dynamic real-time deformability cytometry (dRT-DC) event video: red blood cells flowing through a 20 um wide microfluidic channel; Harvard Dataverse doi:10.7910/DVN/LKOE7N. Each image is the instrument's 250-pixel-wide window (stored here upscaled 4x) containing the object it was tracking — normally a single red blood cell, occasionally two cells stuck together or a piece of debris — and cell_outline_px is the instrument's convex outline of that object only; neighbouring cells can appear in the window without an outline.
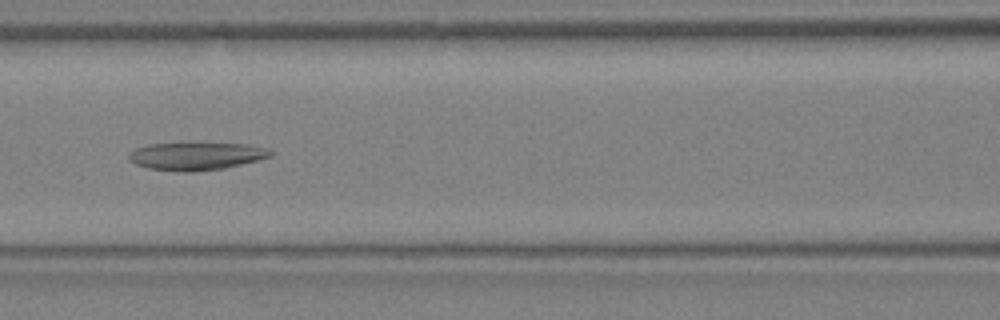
{"species": "Egyptian fruit bat (a non-hibernating species)", "species_latin": "Rousettus aegyptiacus", "temperature_condition": "warm", "stored_images_in_passage": 19, "camera_frame_rate_fps": 3000, "um_per_image_px": 0.085, "animal": {"sex": "female"}, "frame": {"image": 1, "passage_image": 14, "time_ms": 4.333, "image_size_px": [1000, 320], "cell_outline_px": [[272, 156], [224, 168], [192, 172], [184, 172], [148, 168], [136, 164], [128, 160], [128, 156], [136, 148], [148, 144], [244, 144], [264, 148], [272, 152]], "centroid_in_image_um": [16.63, 13.28], "position_along_channel_um": 150.0, "area_um2": 22.31}}
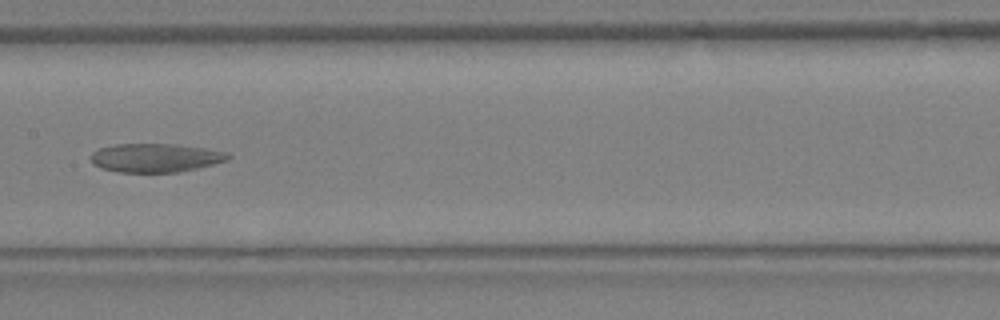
{"frame": {"image": 2, "passage_image": 16, "time_ms": 5.0, "image_size_px": [1000, 320], "cell_outline_px": [[232, 156], [228, 160], [180, 172], [116, 172], [100, 168], [92, 164], [92, 152], [100, 148], [116, 144], [176, 144], [204, 148], [228, 152]], "centroid_in_image_um": [13.22, 13.41], "position_along_channel_um": 194.2, "area_um2": 22.95}}
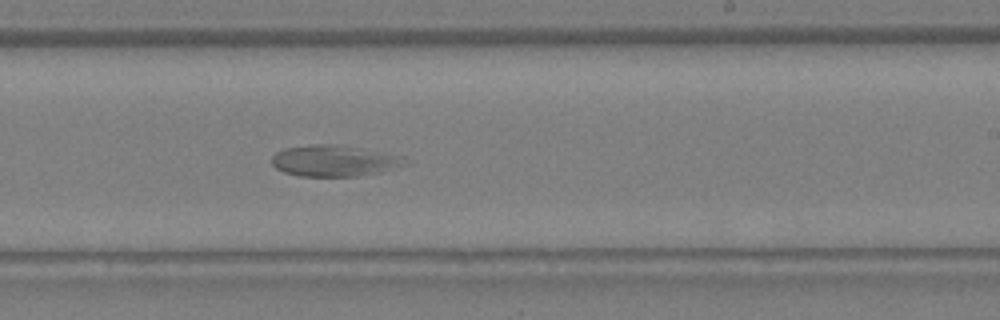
{"frame": {"image": 3, "passage_image": 19, "time_ms": 6.0, "image_size_px": [1000, 320], "cell_outline_px": [[408, 164], [380, 172], [356, 176], [300, 176], [284, 172], [276, 168], [272, 164], [272, 156], [276, 152], [284, 148], [312, 144], [336, 144], [400, 156]], "centroid_in_image_um": [28.34, 13.67], "position_along_channel_um": 260.7, "area_um2": 23.87}}